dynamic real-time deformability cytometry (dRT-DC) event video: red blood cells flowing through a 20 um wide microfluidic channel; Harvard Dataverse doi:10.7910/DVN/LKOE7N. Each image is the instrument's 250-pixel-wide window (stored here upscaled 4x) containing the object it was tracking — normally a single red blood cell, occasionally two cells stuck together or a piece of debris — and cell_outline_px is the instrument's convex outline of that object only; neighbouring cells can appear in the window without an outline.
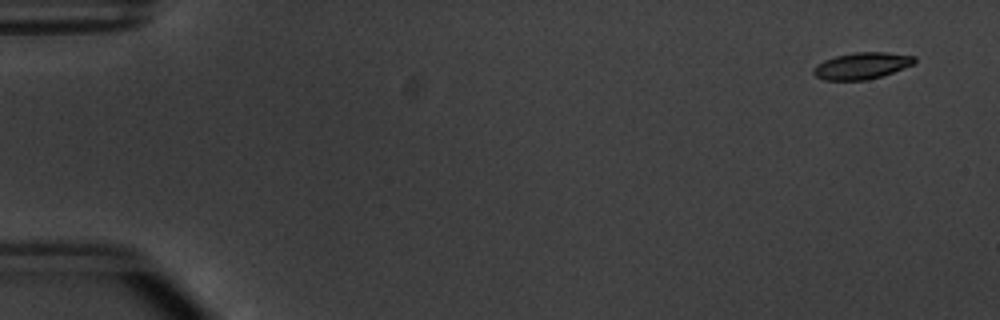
{"species": "common noctule bat (a hibernating species)", "species_latin": "Nyctalus noctula", "temperature_condition": "warm", "stored_images_in_passage": 11, "camera_frame_rate_fps": 3000, "um_per_image_px": 0.085, "animal": {"sex": "male", "body_mass_g": 20.1, "forearm_length_mm": 53.5}, "frame": {"image": 1, "passage_image": 4, "time_ms": 1.0, "image_size_px": [1000, 320], "cell_outline_px": [[916, 64], [868, 80], [824, 80], [816, 76], [812, 72], [812, 68], [816, 64], [824, 60], [836, 56], [852, 52], [884, 52], [916, 56]], "centroid_in_image_um": [73.25, 5.58], "position_along_channel_um": 11.8, "area_um2": 15.78}}